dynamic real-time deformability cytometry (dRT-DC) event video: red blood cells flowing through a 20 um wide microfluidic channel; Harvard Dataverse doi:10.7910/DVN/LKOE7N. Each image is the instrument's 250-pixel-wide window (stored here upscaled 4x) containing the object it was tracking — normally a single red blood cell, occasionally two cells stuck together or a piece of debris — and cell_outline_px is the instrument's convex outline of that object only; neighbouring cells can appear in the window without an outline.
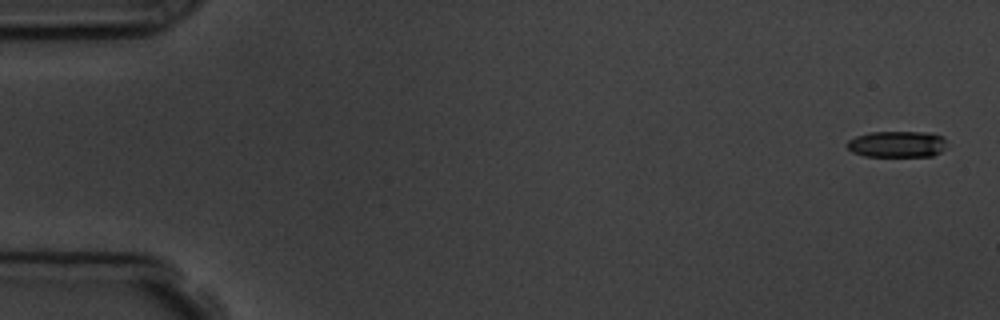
{"species": "common noctule bat (a hibernating species)", "species_latin": "Nyctalus noctula", "temperature_condition": "room temperature", "stored_images_in_passage": 6, "segment_of_instrument_passage": [2, 2], "camera_frame_rate_fps": 3000, "um_per_image_px": 0.085, "animal": {"sex": "male", "body_mass_g": 19.5, "forearm_length_mm": 54.6}, "frame": {"image": 1, "passage_image": 6, "time_ms": 5.667, "image_size_px": [1000, 320], "cell_outline_px": [[944, 148], [940, 152], [932, 156], [864, 156], [852, 152], [848, 148], [848, 140], [856, 136], [868, 132], [928, 132], [944, 136]], "centroid_in_image_um": [76.24, 12.25], "position_along_channel_um": 8.8, "area_um2": 15.26}}